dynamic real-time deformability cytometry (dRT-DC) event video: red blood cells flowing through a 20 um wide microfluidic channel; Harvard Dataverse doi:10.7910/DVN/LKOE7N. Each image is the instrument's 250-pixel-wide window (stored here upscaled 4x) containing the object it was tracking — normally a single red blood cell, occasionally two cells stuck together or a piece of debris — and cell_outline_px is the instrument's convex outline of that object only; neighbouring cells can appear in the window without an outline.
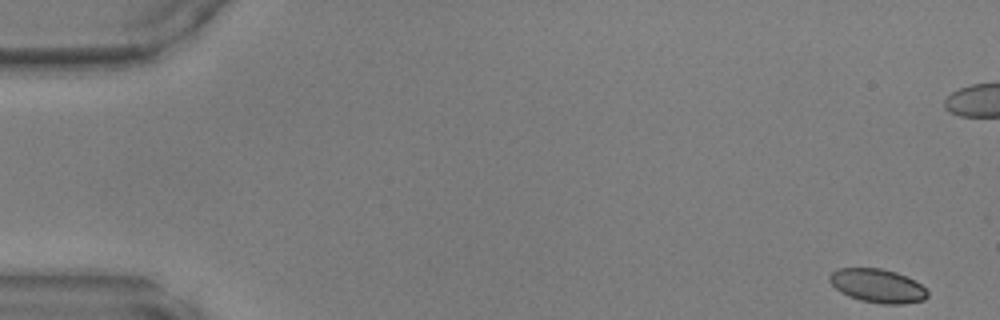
{"species": "common noctule bat (a hibernating species)", "species_latin": "Nyctalus noctula", "temperature_condition": "warm", "stored_images_in_passage": 48, "camera_frame_rate_fps": 3000, "um_per_image_px": 0.085, "animal": {"sex": "male", "body_mass_g": 17.9, "forearm_length_mm": 54.2}, "frame": {"image": 1, "passage_image": 1, "time_ms": 0.0, "image_size_px": [1000, 320], "cell_outline_px": [[928, 296], [924, 300], [904, 304], [880, 304], [860, 300], [848, 296], [840, 292], [828, 280], [828, 276], [836, 268], [880, 268], [896, 272], [920, 284], [928, 292]], "centroid_in_image_um": [74.56, 24.3], "position_along_channel_um": 10.4, "area_um2": 19.25}}
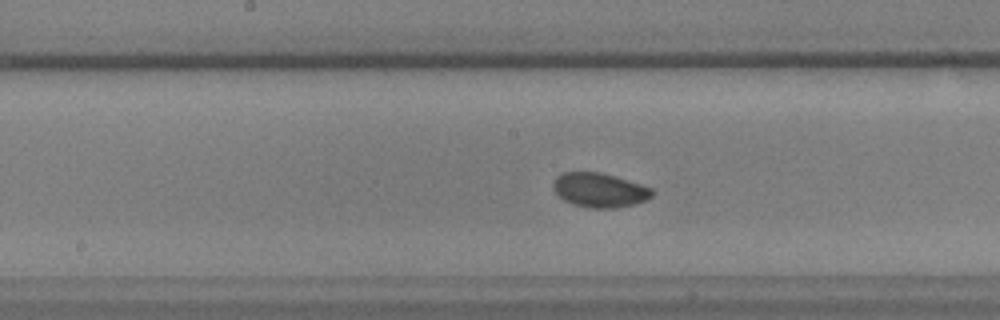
{"frame": {"image": 2, "passage_image": 24, "time_ms": 7.667, "image_size_px": [1000, 320], "cell_outline_px": [[652, 196], [636, 204], [616, 208], [588, 208], [572, 204], [564, 200], [552, 188], [552, 184], [556, 176], [564, 172], [600, 172], [640, 184], [652, 188]], "centroid_in_image_um": [50.93, 16.16], "position_along_channel_um": 197.3, "area_um2": 19.71}}
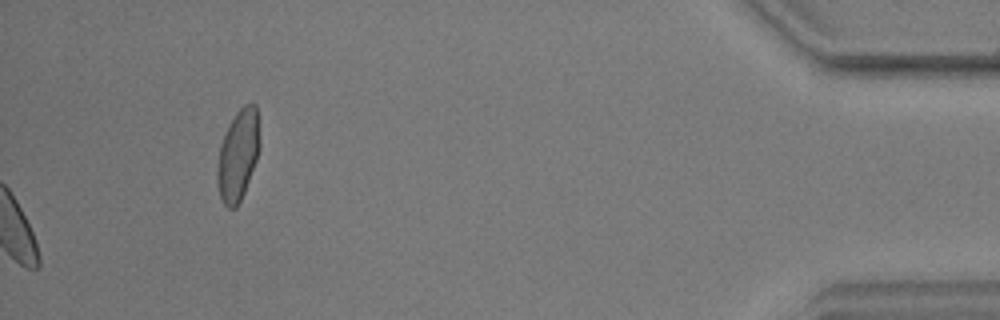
{"frame": {"image": 3, "passage_image": 48, "time_ms": 15.667, "image_size_px": [1000, 320], "cell_outline_px": [[260, 148], [256, 160], [244, 192], [236, 208], [228, 208], [224, 204], [220, 196], [216, 180], [216, 164], [220, 144], [236, 112], [244, 104], [256, 104], [260, 140]], "centroid_in_image_um": [20.22, 13.19], "position_along_channel_um": 415.0, "area_um2": 22.43}}